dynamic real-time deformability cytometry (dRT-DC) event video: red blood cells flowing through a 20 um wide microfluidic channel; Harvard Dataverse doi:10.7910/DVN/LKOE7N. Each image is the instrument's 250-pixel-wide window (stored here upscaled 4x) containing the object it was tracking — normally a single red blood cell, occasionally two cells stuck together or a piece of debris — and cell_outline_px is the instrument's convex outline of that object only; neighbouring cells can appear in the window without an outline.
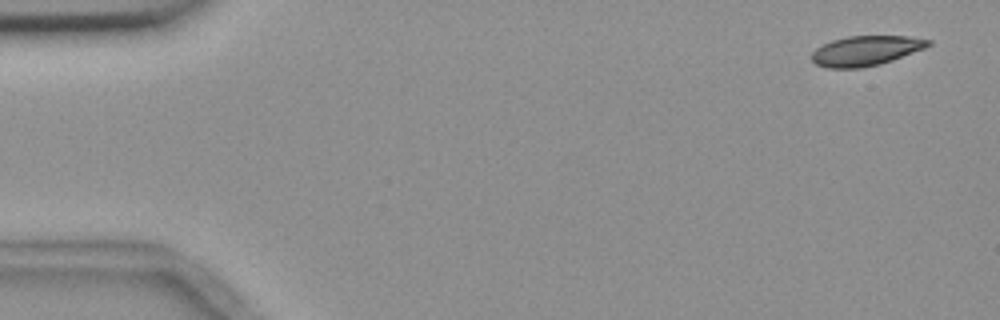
{"species": "common noctule bat (a hibernating species)", "species_latin": "Nyctalus noctula", "temperature_condition": "room temperature", "stored_images_in_passage": 6, "camera_frame_rate_fps": 3000, "um_per_image_px": 0.085, "animal": {"sex": "female", "body_mass_g": 18.4}, "frame": {"image": 1, "passage_image": 1, "time_ms": 0.0, "image_size_px": [1000, 320], "cell_outline_px": [[932, 44], [924, 48], [892, 60], [880, 64], [860, 68], [828, 68], [816, 64], [812, 60], [812, 52], [816, 48], [832, 40], [848, 36], [908, 36], [932, 40]], "centroid_in_image_um": [73.59, 4.31], "position_along_channel_um": 11.4, "area_um2": 20.17}}
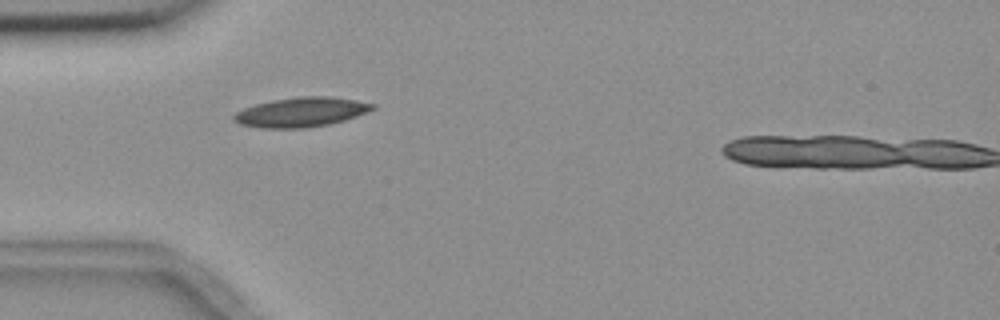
{"frame": {"image": 2, "passage_image": 5, "time_ms": 4.667, "image_size_px": [1000, 320], "cell_outline_px": [[376, 108], [368, 112], [344, 120], [328, 124], [304, 128], [260, 128], [240, 124], [232, 120], [232, 116], [236, 112], [244, 108], [256, 104], [272, 100], [296, 96], [332, 96], [356, 100], [376, 104]], "centroid_in_image_um": [25.6, 9.52], "position_along_channel_um": 59.4, "area_um2": 24.04}}